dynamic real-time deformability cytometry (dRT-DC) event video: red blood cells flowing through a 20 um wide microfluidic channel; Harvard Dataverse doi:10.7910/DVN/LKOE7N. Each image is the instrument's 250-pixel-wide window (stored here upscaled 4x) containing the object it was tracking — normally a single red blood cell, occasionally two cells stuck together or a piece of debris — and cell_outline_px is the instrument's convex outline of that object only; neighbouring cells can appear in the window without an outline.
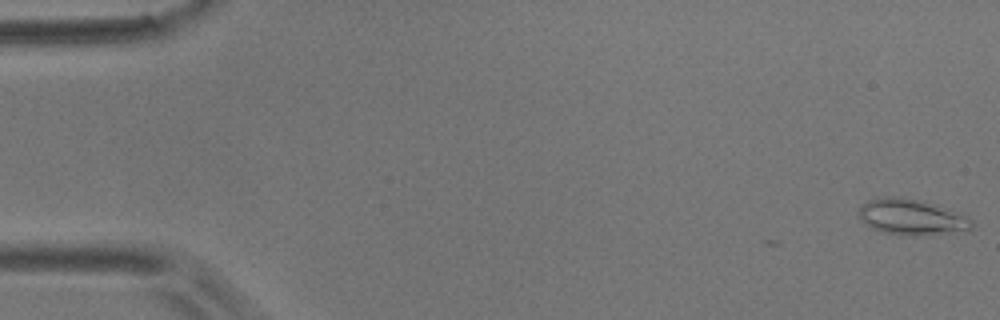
{"species": "common noctule bat (a hibernating species)", "species_latin": "Nyctalus noctula", "temperature_condition": "room temperature", "stored_images_in_passage": 8, "camera_frame_rate_fps": 3000, "um_per_image_px": 0.085, "animal": {"sex": "male", "body_mass_g": 17.9}, "frame": {"image": 1, "passage_image": 1, "time_ms": 0.0, "image_size_px": [1000, 320], "cell_outline_px": [[972, 228], [968, 232], [916, 236], [908, 236], [880, 232], [872, 228], [860, 220], [856, 212], [868, 200], [880, 196], [900, 196], [924, 200], [968, 216], [972, 220]], "centroid_in_image_um": [77.5, 18.46], "position_along_channel_um": 7.5, "area_um2": 24.39}}
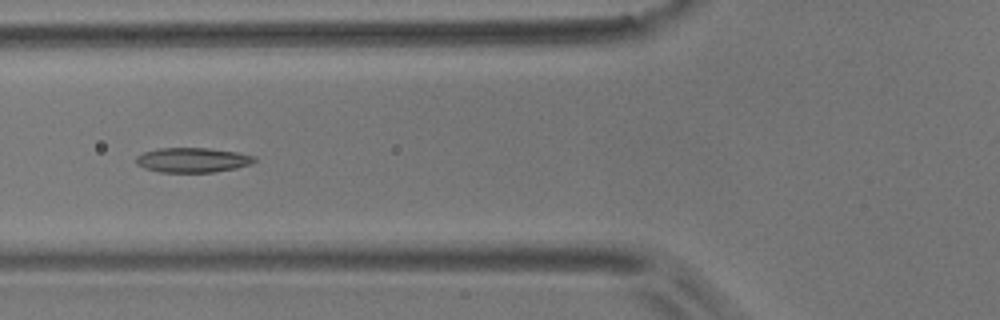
{"frame": {"image": 2, "passage_image": 7, "time_ms": 7.0, "image_size_px": [1000, 320], "cell_outline_px": [[256, 160], [252, 164], [236, 168], [212, 172], [160, 172], [144, 168], [136, 164], [136, 156], [144, 152], [160, 148], [208, 148], [236, 152], [256, 156]], "centroid_in_image_um": [16.37, 13.6], "position_along_channel_um": 109.4, "area_um2": 17.05}}
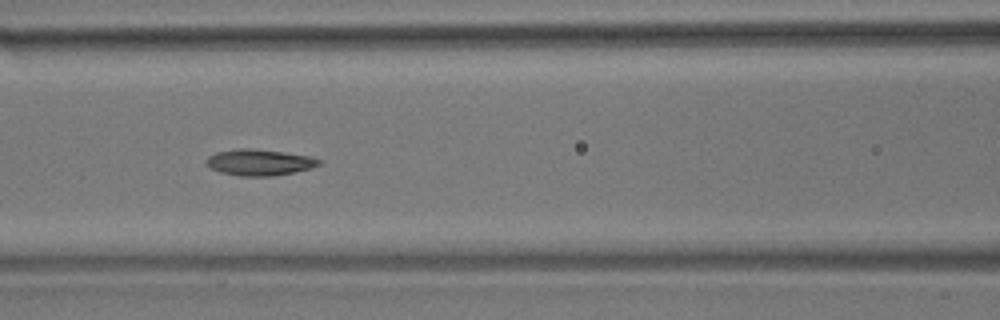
{"frame": {"image": 3, "passage_image": 8, "time_ms": 8.0, "image_size_px": [1000, 320], "cell_outline_px": [[320, 164], [312, 168], [272, 176], [240, 176], [220, 172], [212, 168], [204, 160], [208, 156], [216, 152], [236, 148], [256, 148], [284, 152], [308, 156], [320, 160]], "centroid_in_image_um": [22.01, 13.79], "position_along_channel_um": 144.6, "area_um2": 17.17}}